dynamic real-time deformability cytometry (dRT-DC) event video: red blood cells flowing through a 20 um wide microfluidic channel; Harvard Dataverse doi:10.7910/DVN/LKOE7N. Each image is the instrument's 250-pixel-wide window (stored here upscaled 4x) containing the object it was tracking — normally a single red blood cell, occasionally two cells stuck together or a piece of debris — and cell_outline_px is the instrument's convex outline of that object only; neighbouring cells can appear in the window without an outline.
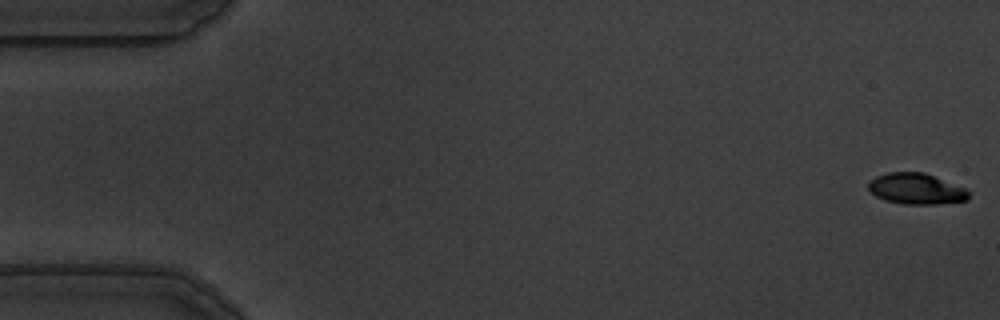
{"species": "common noctule bat (a hibernating species)", "species_latin": "Nyctalus noctula", "temperature_condition": "warm", "stored_images_in_passage": 56, "camera_frame_rate_fps": 3000, "um_per_image_px": 0.085, "animal": {"sex": "male", "body_mass_g": 19.5, "forearm_length_mm": 54.6}, "frame": {"image": 1, "passage_image": 1, "time_ms": 0.0, "image_size_px": [1000, 320], "cell_outline_px": [[972, 192], [968, 200], [936, 204], [904, 204], [884, 200], [876, 196], [868, 188], [868, 184], [876, 176], [888, 172], [924, 172], [964, 188]], "centroid_in_image_um": [77.9, 16.05], "position_along_channel_um": 7.1, "area_um2": 18.03}}
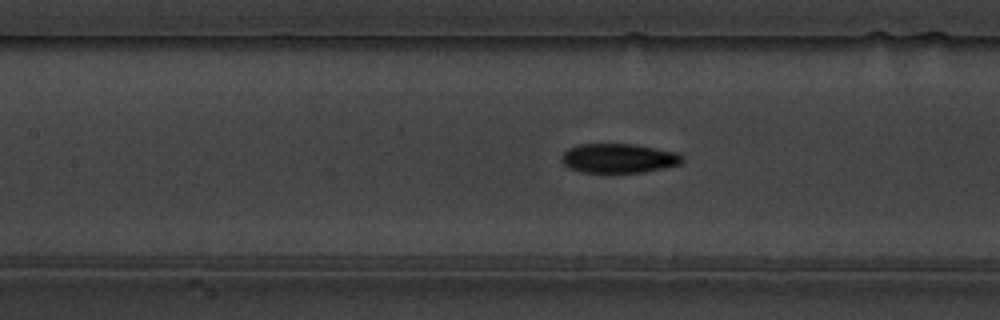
{"frame": {"image": 2, "passage_image": 25, "time_ms": 8.0, "image_size_px": [1000, 320], "cell_outline_px": [[684, 160], [680, 164], [640, 172], [580, 172], [568, 168], [560, 160], [560, 156], [568, 148], [580, 144], [632, 144], [680, 152], [684, 156]], "centroid_in_image_um": [52.57, 13.44], "position_along_channel_um": 154.8, "area_um2": 20.69}}
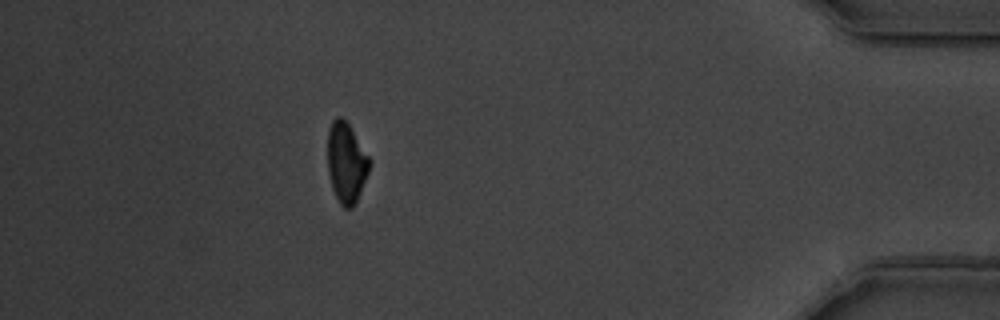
{"frame": {"image": 3, "passage_image": 50, "time_ms": 16.333, "image_size_px": [1000, 320], "cell_outline_px": [[372, 164], [356, 200], [352, 208], [344, 208], [340, 204], [332, 188], [328, 172], [328, 128], [332, 120], [336, 116], [340, 116], [348, 124], [372, 160]], "centroid_in_image_um": [29.44, 13.81], "position_along_channel_um": 405.8, "area_um2": 19.54}, "authors_computed_cell_mechanics": {"area_um2": 20.2011, "velocity_mm_per_s": 3.6106, "shape_relaxation_time_tau1_ms": 3.3343, "shape_relaxation_time_tau2_ms": 2.4482, "deformation_change_tau1": 0.1746, "deformation_change_tau2": 0.0759}}